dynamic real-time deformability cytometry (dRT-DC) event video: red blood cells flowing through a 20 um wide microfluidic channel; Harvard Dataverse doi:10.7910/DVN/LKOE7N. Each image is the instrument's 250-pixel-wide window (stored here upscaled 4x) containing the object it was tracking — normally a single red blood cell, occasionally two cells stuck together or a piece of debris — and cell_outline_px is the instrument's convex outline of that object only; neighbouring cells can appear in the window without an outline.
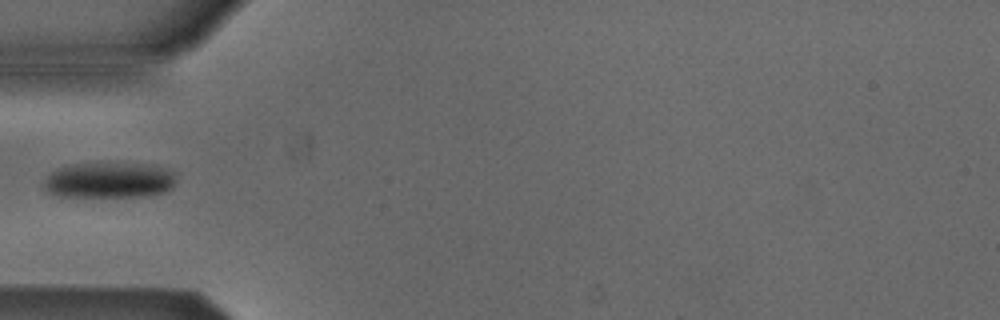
{"species": "Egyptian fruit bat (a non-hibernating species)", "species_latin": "Rousettus aegyptiacus", "temperature_condition": "cold", "stored_images_in_passage": 4, "camera_frame_rate_fps": 3000, "um_per_image_px": 0.085, "animal": {"sex": "male"}, "frame": {"image": 1, "passage_image": 2, "time_ms": 2.333, "image_size_px": [1000, 320], "cell_outline_px": [[176, 180], [172, 188], [164, 192], [148, 196], [60, 196], [48, 192], [44, 188], [44, 180], [52, 172], [64, 168], [84, 164], [152, 164], [172, 168], [176, 172]], "centroid_in_image_um": [9.42, 15.33], "position_along_channel_um": 75.6, "area_um2": 27.28}}
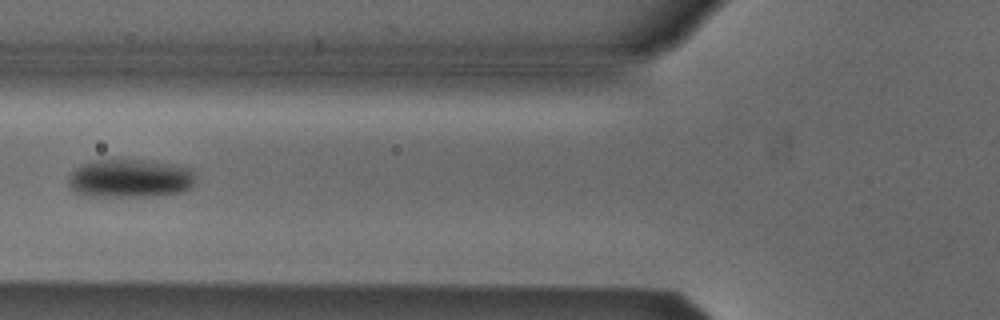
{"frame": {"image": 2, "passage_image": 3, "time_ms": 3.333, "image_size_px": [1000, 320], "cell_outline_px": [[192, 188], [180, 192], [152, 196], [80, 196], [68, 184], [68, 176], [76, 168], [92, 160], [144, 160], [192, 168]], "centroid_in_image_um": [11.0, 15.17], "position_along_channel_um": 114.8, "area_um2": 28.26}}
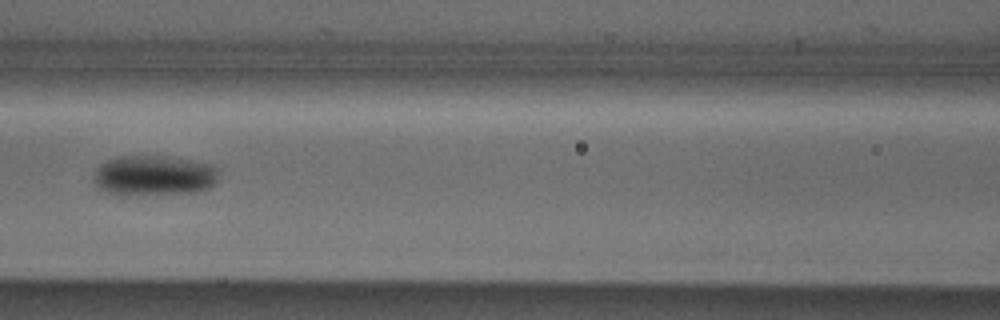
{"frame": {"image": 3, "passage_image": 4, "time_ms": 4.333, "image_size_px": [1000, 320], "cell_outline_px": [[216, 184], [212, 188], [196, 192], [120, 196], [96, 188], [96, 168], [100, 164], [116, 156], [164, 156], [192, 160], [212, 164], [216, 168]], "centroid_in_image_um": [13.09, 14.93], "position_along_channel_um": 153.5, "area_um2": 29.59}}